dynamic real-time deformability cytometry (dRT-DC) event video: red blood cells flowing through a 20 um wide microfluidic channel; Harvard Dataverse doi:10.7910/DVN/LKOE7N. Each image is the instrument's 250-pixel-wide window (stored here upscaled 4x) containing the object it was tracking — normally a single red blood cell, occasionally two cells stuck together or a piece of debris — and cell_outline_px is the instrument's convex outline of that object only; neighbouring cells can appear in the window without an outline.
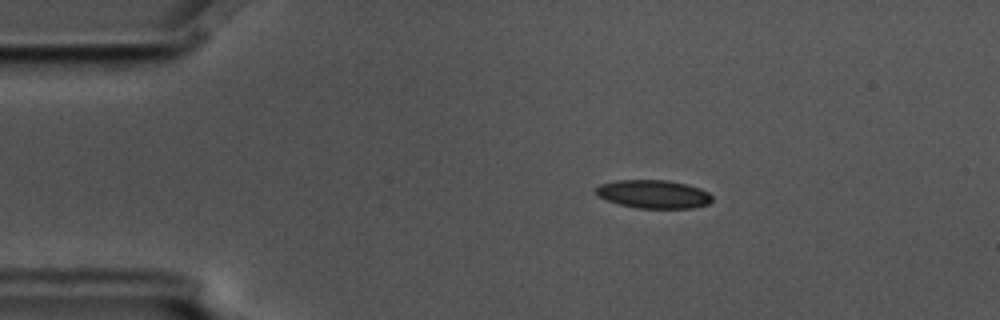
{"species": "common noctule bat (a hibernating species)", "species_latin": "Nyctalus noctula", "temperature_condition": "cold", "stored_images_in_passage": 49, "camera_frame_rate_fps": 3000, "um_per_image_px": 0.085, "animal": {"sex": "male", "body_mass_g": 17.5, "forearm_length_mm": 52.3}, "frame": {"image": 1, "passage_image": 3, "time_ms": 0.667, "image_size_px": [1000, 320], "cell_outline_px": [[712, 200], [708, 204], [692, 208], [636, 208], [604, 200], [596, 196], [596, 188], [600, 184], [616, 180], [668, 180], [700, 188], [708, 192], [712, 196]], "centroid_in_image_um": [55.52, 16.5], "position_along_channel_um": 29.5, "area_um2": 19.25}}
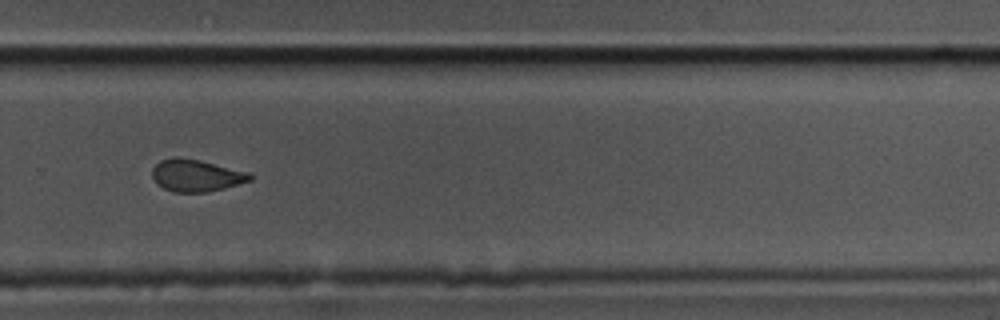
{"frame": {"image": 2, "passage_image": 31, "time_ms": 10.0, "image_size_px": [1000, 320], "cell_outline_px": [[252, 180], [224, 188], [208, 192], [172, 192], [156, 184], [152, 176], [152, 168], [160, 160], [176, 156], [200, 160], [252, 172]], "centroid_in_image_um": [16.68, 14.91], "position_along_channel_um": 313.1, "area_um2": 18.55}}
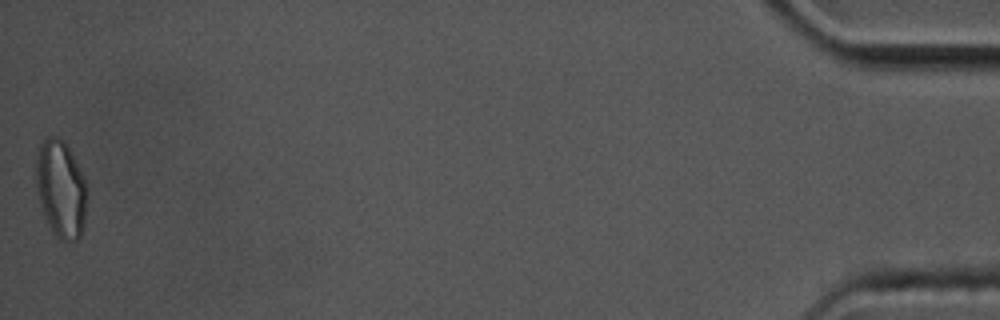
{"frame": {"image": 3, "passage_image": 49, "time_ms": 16.0, "image_size_px": [1000, 320], "cell_outline_px": [[88, 192], [84, 224], [80, 236], [76, 240], [60, 240], [52, 232], [44, 216], [36, 184], [36, 148], [48, 136], [56, 136], [64, 140], [84, 176], [88, 188]], "centroid_in_image_um": [5.18, 16.04], "position_along_channel_um": 430.0, "area_um2": 29.19}, "authors_computed_cell_mechanics": {"area_um2": 19.4786, "velocity_mm_per_s": 3.578, "shape_relaxation_time_tau1_ms": null, "shape_relaxation_time_tau2_ms": 2.7672, "deformation_change_tau1": null, "deformation_change_tau2": 0.0842}}